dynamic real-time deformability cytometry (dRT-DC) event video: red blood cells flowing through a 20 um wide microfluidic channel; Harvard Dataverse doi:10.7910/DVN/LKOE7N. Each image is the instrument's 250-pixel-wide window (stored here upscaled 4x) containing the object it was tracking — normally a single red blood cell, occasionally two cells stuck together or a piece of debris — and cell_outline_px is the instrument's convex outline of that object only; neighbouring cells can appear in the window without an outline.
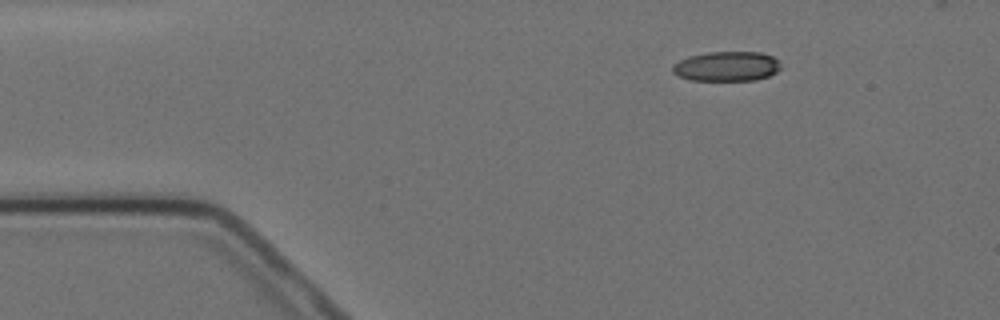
{"species": "Egyptian fruit bat (a non-hibernating species)", "species_latin": "Rousettus aegyptiacus", "temperature_condition": "cold", "stored_images_in_passage": 3, "camera_frame_rate_fps": 3000, "um_per_image_px": 0.085, "animal": {"sex": "female"}, "frame": {"image": 1, "passage_image": 1, "time_ms": 0.0, "image_size_px": [1000, 320], "cell_outline_px": [[780, 68], [776, 72], [768, 76], [756, 80], [688, 80], [672, 72], [672, 64], [688, 56], [708, 52], [760, 52], [772, 56], [776, 60]], "centroid_in_image_um": [61.73, 5.64], "position_along_channel_um": 23.3, "area_um2": 18.67}}